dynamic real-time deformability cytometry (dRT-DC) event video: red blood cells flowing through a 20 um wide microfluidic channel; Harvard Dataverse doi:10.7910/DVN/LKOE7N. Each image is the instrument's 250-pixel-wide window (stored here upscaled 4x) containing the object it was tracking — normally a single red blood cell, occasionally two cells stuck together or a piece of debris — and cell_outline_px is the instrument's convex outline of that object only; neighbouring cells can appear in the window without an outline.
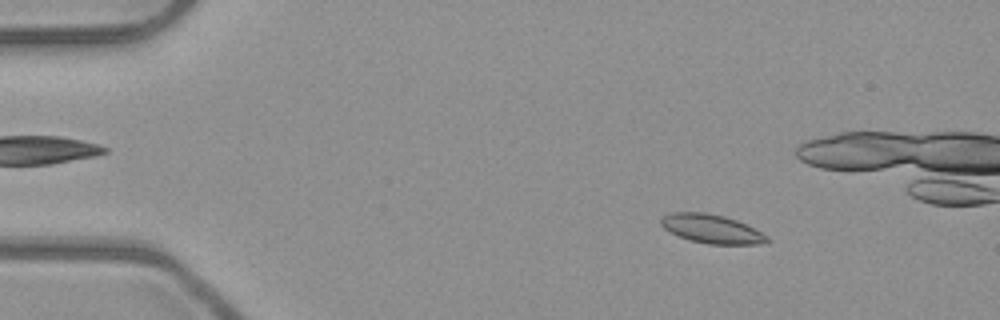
{"species": "common noctule bat (a hibernating species)", "species_latin": "Nyctalus noctula", "temperature_condition": "room temperature", "stored_images_in_passage": 54, "camera_frame_rate_fps": 3000, "um_per_image_px": 0.085, "animal": {"sex": "male", "body_mass_g": 23.1, "forearm_length_mm": 52.7}, "frame": {"image": 1, "passage_image": 8, "time_ms": 2.333, "image_size_px": [1000, 320], "cell_outline_px": [[768, 240], [760, 244], [708, 244], [688, 240], [664, 228], [660, 224], [660, 220], [664, 216], [672, 212], [704, 212], [724, 216], [736, 220], [768, 236]], "centroid_in_image_um": [60.45, 19.45], "position_along_channel_um": 24.5, "area_um2": 17.51}}
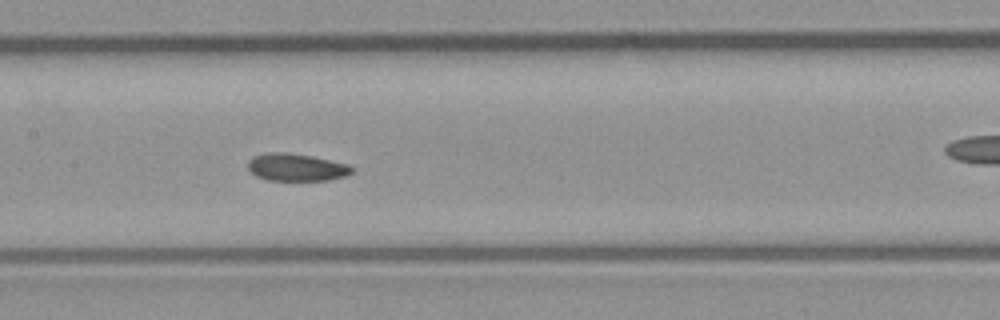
{"frame": {"image": 2, "passage_image": 26, "time_ms": 8.333, "image_size_px": [1000, 320], "cell_outline_px": [[352, 172], [344, 176], [328, 180], [268, 180], [256, 176], [248, 168], [248, 160], [252, 156], [268, 152], [288, 152], [312, 156], [348, 164], [352, 168]], "centroid_in_image_um": [25.15, 14.21], "position_along_channel_um": 182.2, "area_um2": 16.59}}
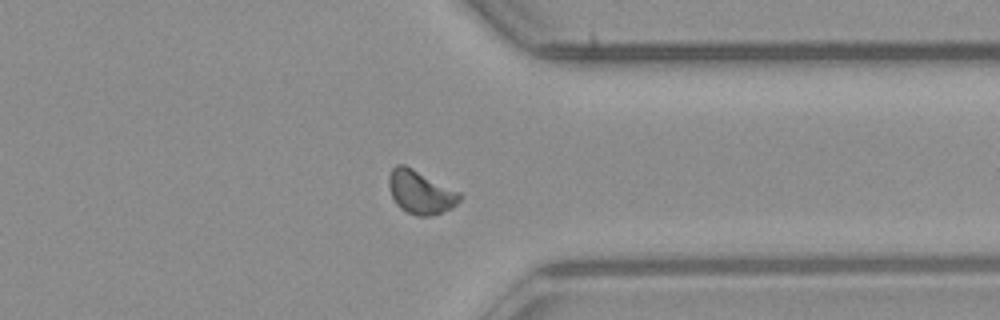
{"frame": {"image": 3, "passage_image": 41, "time_ms": 13.333, "image_size_px": [1000, 320], "cell_outline_px": [[464, 196], [452, 208], [428, 216], [416, 216], [400, 208], [396, 204], [392, 196], [388, 184], [388, 176], [392, 168], [396, 164], [404, 164], [460, 192]], "centroid_in_image_um": [35.73, 16.33], "position_along_channel_um": 375.7, "area_um2": 17.86}, "authors_computed_cell_mechanics": {"area_um2": 17.0799, "velocity_mm_per_s": 3.9465, "shape_relaxation_time_tau1_ms": null, "shape_relaxation_time_tau2_ms": 4.611, "deformation_change_tau1": null, "deformation_change_tau2": 0.0727}}